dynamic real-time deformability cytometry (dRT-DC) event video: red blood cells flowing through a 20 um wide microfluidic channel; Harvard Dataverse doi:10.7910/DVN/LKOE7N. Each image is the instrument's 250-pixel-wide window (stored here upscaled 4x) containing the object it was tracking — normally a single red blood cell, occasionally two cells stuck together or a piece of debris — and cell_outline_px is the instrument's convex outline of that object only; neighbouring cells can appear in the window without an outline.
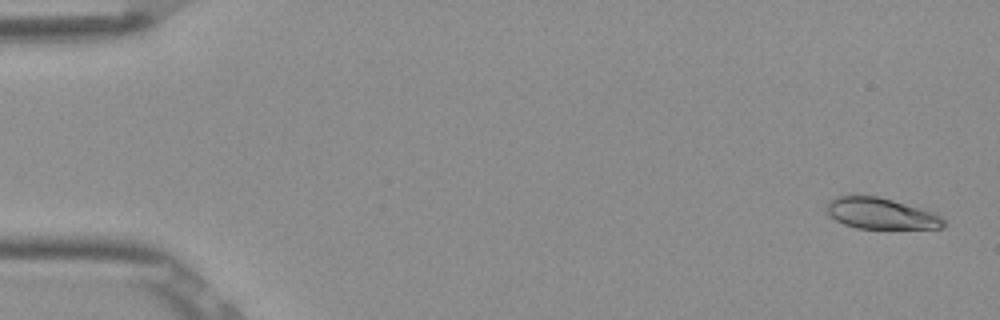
{"species": "Egyptian fruit bat (a non-hibernating species)", "species_latin": "Rousettus aegyptiacus", "temperature_condition": "room temperature", "stored_images_in_passage": 5, "camera_frame_rate_fps": 3000, "um_per_image_px": 0.085, "frame": {"image": 1, "passage_image": 1, "time_ms": 0.0, "image_size_px": [1000, 320], "cell_outline_px": [[948, 224], [944, 228], [856, 228], [844, 224], [836, 220], [824, 212], [828, 200], [836, 196], [880, 196], [920, 208], [932, 212], [940, 216]], "centroid_in_image_um": [74.85, 18.14], "position_along_channel_um": 10.2, "area_um2": 21.27}}
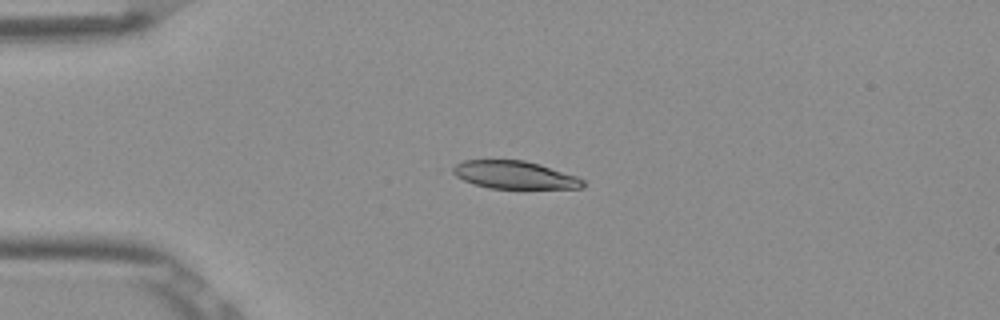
{"frame": {"image": 2, "passage_image": 4, "time_ms": 1.0, "image_size_px": [1000, 320], "cell_outline_px": [[584, 188], [488, 188], [464, 180], [448, 172], [448, 168], [464, 160], [524, 160], [540, 164], [576, 176], [584, 180]], "centroid_in_image_um": [43.68, 14.86], "position_along_channel_um": 41.3, "area_um2": 21.1}}